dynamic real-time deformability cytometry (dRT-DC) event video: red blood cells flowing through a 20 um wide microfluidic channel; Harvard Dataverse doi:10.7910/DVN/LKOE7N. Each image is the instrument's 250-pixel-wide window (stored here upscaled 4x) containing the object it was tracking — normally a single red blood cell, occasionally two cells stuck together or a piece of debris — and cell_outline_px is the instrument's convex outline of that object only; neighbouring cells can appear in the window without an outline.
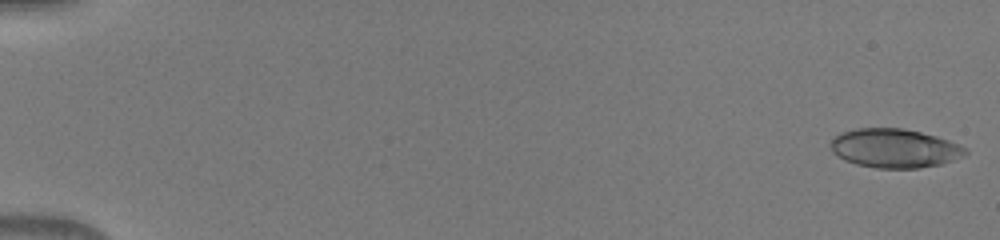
{"species": "human", "species_latin": "Homo sapiens", "temperature_condition": "warm", "stored_images_in_passage": 50, "camera_frame_rate_fps": 3000, "um_per_image_px": 0.085, "donor": {"sex": "male"}, "frame": {"image": 1, "passage_image": 1, "time_ms": 0.0, "image_size_px": [1000, 240], "cell_outline_px": [[968, 152], [952, 160], [940, 164], [920, 168], [876, 168], [856, 164], [844, 160], [832, 152], [832, 140], [840, 132], [856, 128], [904, 128], [936, 136], [960, 144], [968, 148]], "centroid_in_image_um": [76.04, 12.6], "position_along_channel_um": 9.0, "area_um2": 30.52}}
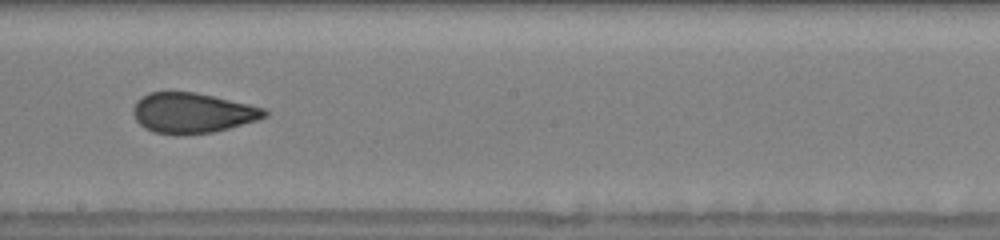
{"frame": {"image": 2, "passage_image": 30, "time_ms": 9.667, "image_size_px": [1000, 240], "cell_outline_px": [[268, 116], [256, 120], [228, 128], [212, 132], [176, 136], [152, 132], [144, 128], [136, 120], [132, 112], [132, 108], [136, 100], [148, 92], [196, 92], [248, 104], [264, 108], [268, 112]], "centroid_in_image_um": [16.3, 9.61], "position_along_channel_um": 231.9, "area_um2": 30.98}}
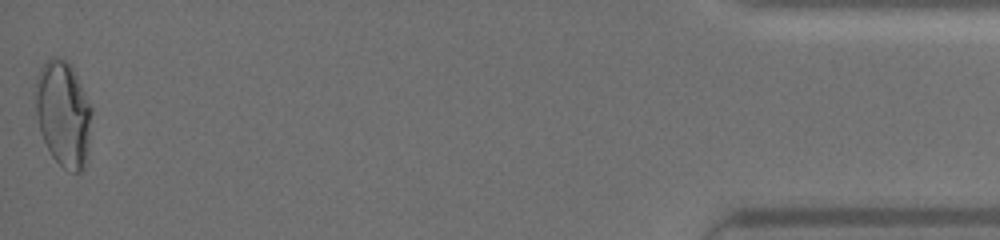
{"frame": {"image": 3, "passage_image": 50, "time_ms": 16.333, "image_size_px": [1000, 240], "cell_outline_px": [[92, 112], [88, 152], [84, 164], [80, 172], [72, 172], [64, 168], [52, 156], [40, 132], [32, 92], [36, 76], [40, 68], [52, 56], [56, 56], [68, 60], [92, 108]], "centroid_in_image_um": [5.34, 9.63], "position_along_channel_um": 429.9, "area_um2": 34.91}}